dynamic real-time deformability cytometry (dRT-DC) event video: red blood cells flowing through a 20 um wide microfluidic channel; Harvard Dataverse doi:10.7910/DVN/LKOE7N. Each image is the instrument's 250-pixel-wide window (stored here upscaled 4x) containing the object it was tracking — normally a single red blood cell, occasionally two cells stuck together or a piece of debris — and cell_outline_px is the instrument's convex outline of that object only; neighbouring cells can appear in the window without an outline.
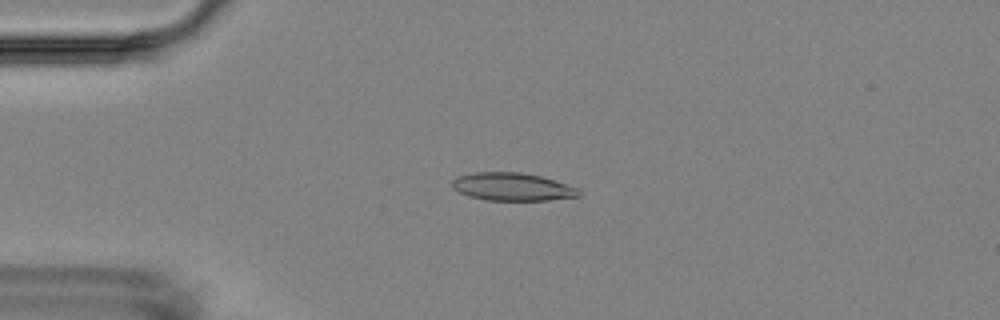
{"species": "Egyptian fruit bat (a non-hibernating species)", "species_latin": "Rousettus aegyptiacus", "temperature_condition": "room temperature", "stored_images_in_passage": 6, "camera_frame_rate_fps": 3000, "um_per_image_px": 0.085, "animal": {"sex": "female"}, "frame": {"image": 1, "passage_image": 4, "time_ms": 3.333, "image_size_px": [1000, 320], "cell_outline_px": [[580, 196], [548, 200], [488, 200], [468, 196], [452, 188], [452, 180], [460, 176], [476, 172], [520, 172], [540, 176], [580, 188]], "centroid_in_image_um": [43.57, 15.88], "position_along_channel_um": 41.4, "area_um2": 20.46}}